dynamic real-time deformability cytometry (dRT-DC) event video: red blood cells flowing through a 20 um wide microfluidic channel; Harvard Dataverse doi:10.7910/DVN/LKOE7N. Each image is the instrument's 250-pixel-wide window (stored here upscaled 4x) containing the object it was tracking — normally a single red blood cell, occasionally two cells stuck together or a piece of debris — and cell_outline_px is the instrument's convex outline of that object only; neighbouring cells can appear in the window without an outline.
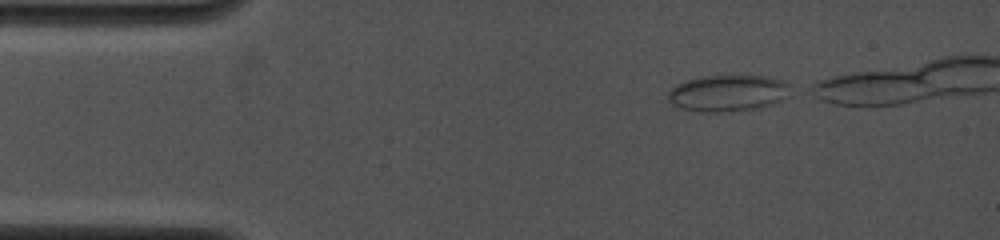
{"species": "common noctule bat (a hibernating species)", "species_latin": "Nyctalus noctula", "temperature_condition": "cold", "stored_images_in_passage": 12, "camera_frame_rate_fps": 4000, "um_per_image_px": 0.085, "animal": {"sex": "female", "body_mass_g": 19.0, "forearm_length_mm": 53.3}, "frame": {"image": 1, "passage_image": 1, "time_ms": 0.0, "image_size_px": [1000, 240], "cell_outline_px": [[788, 84], [780, 100], [772, 104], [760, 108], [728, 112], [704, 112], [684, 108], [672, 104], [668, 100], [668, 92], [676, 84], [688, 80], [704, 76], [768, 76], [784, 80]], "centroid_in_image_um": [61.81, 7.92], "position_along_channel_um": 23.2, "area_um2": 25.55}}
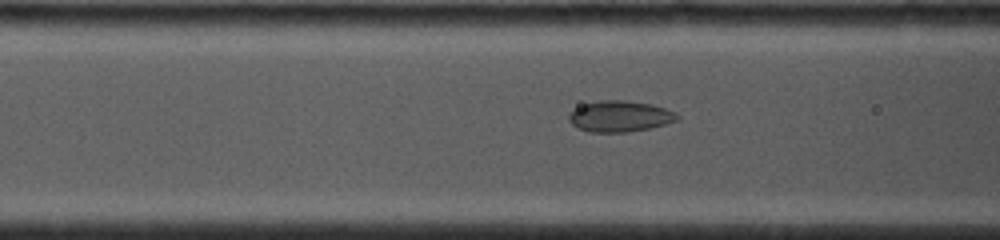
{"frame": {"image": 2, "passage_image": 10, "time_ms": 3.75, "image_size_px": [1000, 240], "cell_outline_px": [[680, 116], [676, 120], [664, 124], [648, 128], [624, 132], [588, 132], [576, 128], [568, 120], [568, 116], [576, 108], [584, 104], [600, 100], [624, 100], [652, 104], [676, 112]], "centroid_in_image_um": [52.66, 9.88], "position_along_channel_um": 113.9, "area_um2": 19.48}}